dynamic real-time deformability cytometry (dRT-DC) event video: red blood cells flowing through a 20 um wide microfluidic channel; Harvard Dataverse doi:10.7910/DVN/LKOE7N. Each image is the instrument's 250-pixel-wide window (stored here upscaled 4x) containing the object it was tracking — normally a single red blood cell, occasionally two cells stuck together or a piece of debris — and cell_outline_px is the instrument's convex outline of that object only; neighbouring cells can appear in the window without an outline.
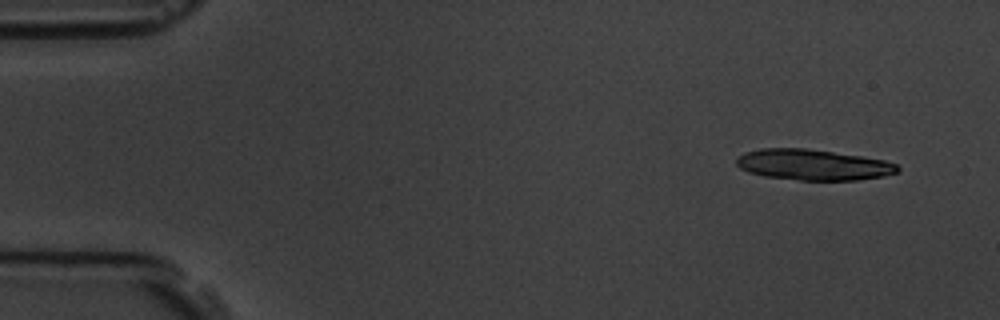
{"species": "common noctule bat (a hibernating species)", "species_latin": "Nyctalus noctula", "temperature_condition": "room temperature", "stored_images_in_passage": 4, "camera_frame_rate_fps": 3000, "um_per_image_px": 0.085, "animal": {"sex": "male", "body_mass_g": 19.5, "forearm_length_mm": 54.6}, "frame": {"image": 1, "passage_image": 1, "time_ms": 0.0, "image_size_px": [1000, 320], "cell_outline_px": [[900, 168], [896, 172], [884, 176], [856, 180], [800, 180], [764, 176], [748, 172], [740, 168], [736, 164], [736, 156], [744, 152], [760, 148], [804, 148], [860, 156], [884, 160], [896, 164]], "centroid_in_image_um": [69.05, 14.0], "position_along_channel_um": 15.9, "area_um2": 28.84}}